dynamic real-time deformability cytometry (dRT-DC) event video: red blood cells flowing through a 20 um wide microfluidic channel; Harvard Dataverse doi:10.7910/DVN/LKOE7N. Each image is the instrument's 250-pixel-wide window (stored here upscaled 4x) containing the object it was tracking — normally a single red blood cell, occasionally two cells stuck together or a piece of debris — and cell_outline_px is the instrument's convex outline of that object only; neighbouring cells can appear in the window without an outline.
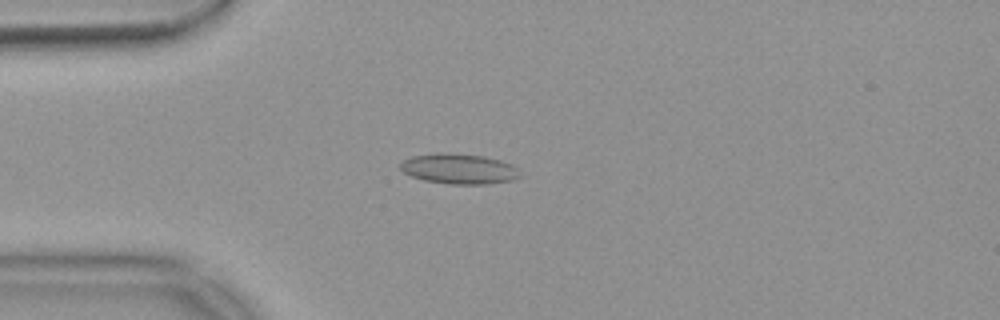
{"species": "common noctule bat (a hibernating species)", "species_latin": "Nyctalus noctula", "temperature_condition": "warm", "stored_images_in_passage": 53, "camera_frame_rate_fps": 3000, "um_per_image_px": 0.085, "animal": {"sex": "female", "body_mass_g": 18.4}, "frame": {"image": 1, "passage_image": 13, "time_ms": 4.0, "image_size_px": [1000, 320], "cell_outline_px": [[524, 176], [512, 180], [484, 184], [448, 184], [424, 180], [412, 176], [404, 172], [400, 168], [400, 164], [404, 160], [412, 156], [436, 152], [448, 152], [484, 156], [500, 160], [512, 164]], "centroid_in_image_um": [39.03, 14.34], "position_along_channel_um": 46.0, "area_um2": 21.27}}
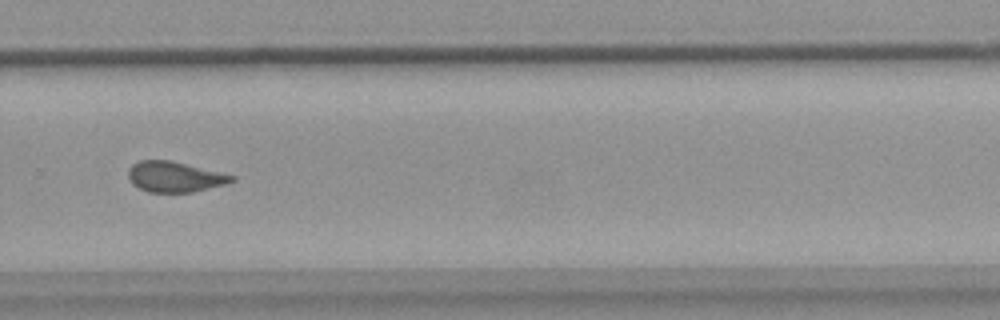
{"frame": {"image": 2, "passage_image": 36, "time_ms": 11.667, "image_size_px": [1000, 320], "cell_outline_px": [[236, 180], [228, 184], [192, 192], [148, 192], [132, 184], [128, 176], [128, 168], [132, 164], [140, 160], [168, 160], [224, 172], [236, 176]], "centroid_in_image_um": [14.89, 15.02], "position_along_channel_um": 314.9, "area_um2": 18.61}}
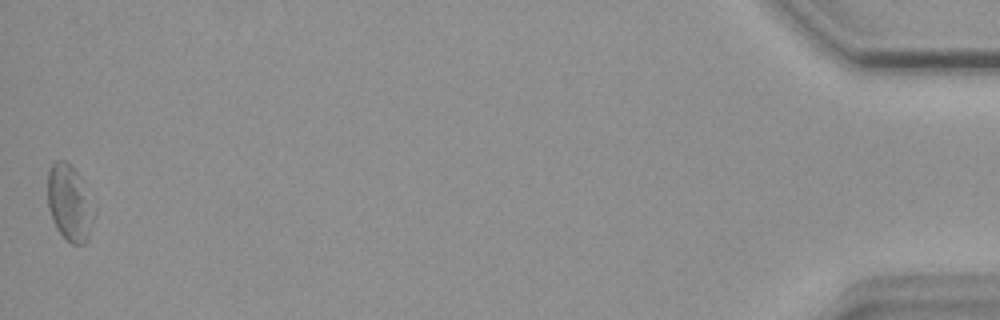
{"frame": {"image": 3, "passage_image": 53, "time_ms": 17.333, "image_size_px": [1000, 320], "cell_outline_px": [[96, 216], [88, 240], [84, 244], [72, 244], [56, 228], [48, 208], [48, 168], [56, 160], [64, 160], [72, 164], [96, 208]], "centroid_in_image_um": [5.94, 17.26], "position_along_channel_um": 429.3, "area_um2": 20.87}, "authors_computed_cell_mechanics": {"area_um2": 19.363, "velocity_mm_per_s": 3.7134, "shape_relaxation_time_tau1_ms": null, "shape_relaxation_time_tau2_ms": 1.6709, "deformation_change_tau1": null, "deformation_change_tau2": 0.064}}